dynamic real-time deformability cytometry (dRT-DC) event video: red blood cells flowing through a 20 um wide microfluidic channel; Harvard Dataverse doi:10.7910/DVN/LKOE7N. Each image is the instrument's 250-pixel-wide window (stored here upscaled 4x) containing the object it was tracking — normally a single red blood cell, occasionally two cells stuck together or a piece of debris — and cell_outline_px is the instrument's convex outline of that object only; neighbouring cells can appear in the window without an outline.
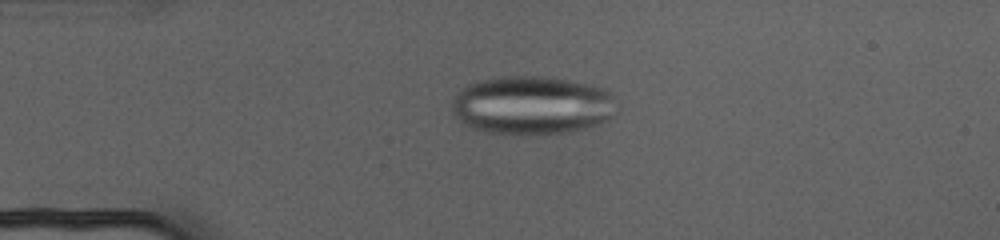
{"species": "human", "species_latin": "Homo sapiens", "temperature_condition": "cold", "stored_images_in_passage": 73, "camera_frame_rate_fps": 3000, "um_per_image_px": 0.085, "donor": {"sex": "female"}, "frame": {"image": 1, "passage_image": 17, "time_ms": 5.333, "image_size_px": [1000, 240], "cell_outline_px": [[620, 108], [608, 120], [588, 128], [572, 132], [544, 136], [512, 136], [484, 132], [468, 128], [460, 124], [452, 112], [452, 100], [456, 92], [468, 84], [476, 80], [496, 76], [548, 76], [568, 80], [604, 88], [620, 104]], "centroid_in_image_um": [45.2, 8.99], "position_along_channel_um": 39.8, "area_um2": 58.44}}
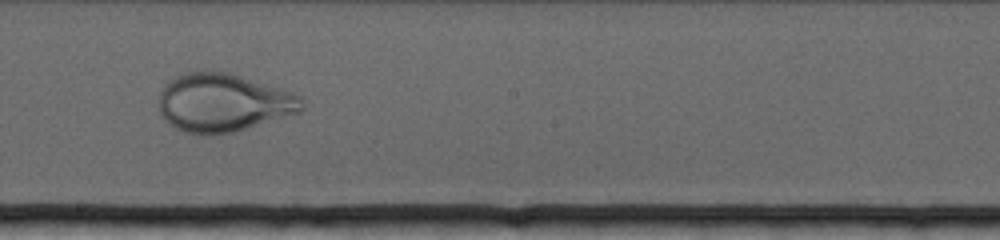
{"frame": {"image": 2, "passage_image": 41, "time_ms": 13.333, "image_size_px": [1000, 240], "cell_outline_px": [[304, 108], [300, 112], [232, 132], [184, 132], [176, 128], [164, 120], [160, 112], [160, 92], [164, 84], [176, 76], [184, 72], [228, 72], [280, 88], [292, 92], [300, 96], [304, 104]], "centroid_in_image_um": [18.98, 8.7], "position_along_channel_um": 229.2, "area_um2": 47.69}}
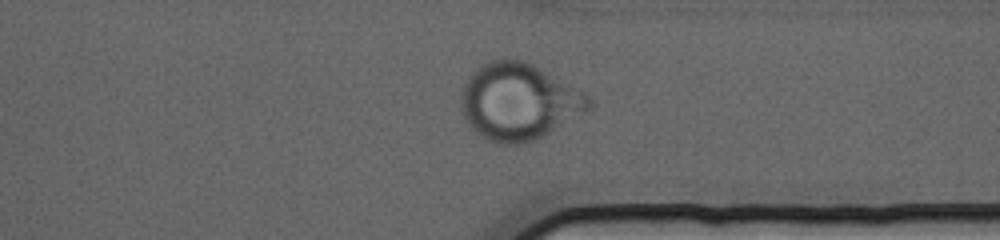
{"frame": {"image": 3, "passage_image": 56, "time_ms": 18.333, "image_size_px": [1000, 240], "cell_outline_px": [[592, 104], [584, 112], [544, 136], [536, 140], [524, 144], [496, 144], [480, 136], [464, 120], [460, 108], [460, 96], [464, 84], [468, 76], [480, 64], [488, 60], [504, 56], [524, 60], [588, 92], [592, 100]], "centroid_in_image_um": [44.07, 8.61], "position_along_channel_um": 367.3, "area_um2": 58.2}}